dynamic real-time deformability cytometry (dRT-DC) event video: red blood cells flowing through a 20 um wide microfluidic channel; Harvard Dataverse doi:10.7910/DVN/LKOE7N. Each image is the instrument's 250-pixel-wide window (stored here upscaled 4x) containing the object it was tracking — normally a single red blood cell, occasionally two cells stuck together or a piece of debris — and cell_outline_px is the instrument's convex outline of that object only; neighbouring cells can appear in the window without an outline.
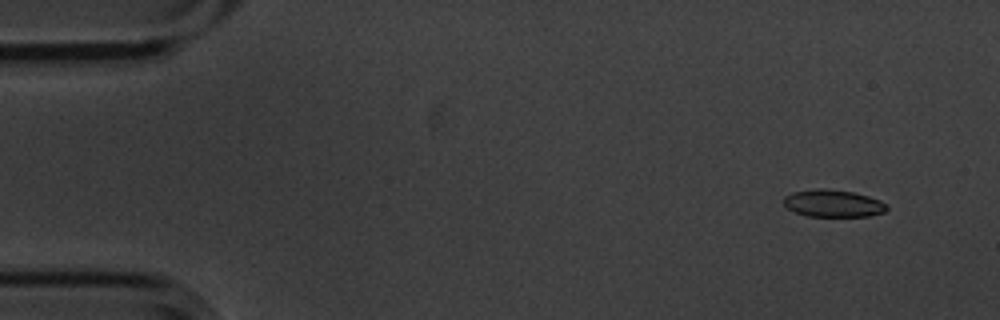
{"species": "common noctule bat (a hibernating species)", "species_latin": "Nyctalus noctula", "temperature_condition": "cold", "stored_images_in_passage": 10, "camera_frame_rate_fps": 3000, "um_per_image_px": 0.085, "animal": {"sex": "male", "body_mass_g": 20.1, "forearm_length_mm": 53.5}, "frame": {"image": 1, "passage_image": 1, "time_ms": 0.0, "image_size_px": [1000, 320], "cell_outline_px": [[888, 208], [884, 212], [868, 216], [808, 216], [796, 212], [788, 208], [784, 204], [784, 196], [792, 192], [820, 188], [824, 188], [852, 192], [868, 196], [880, 200]], "centroid_in_image_um": [70.8, 17.28], "position_along_channel_um": 14.2, "area_um2": 16.18}}
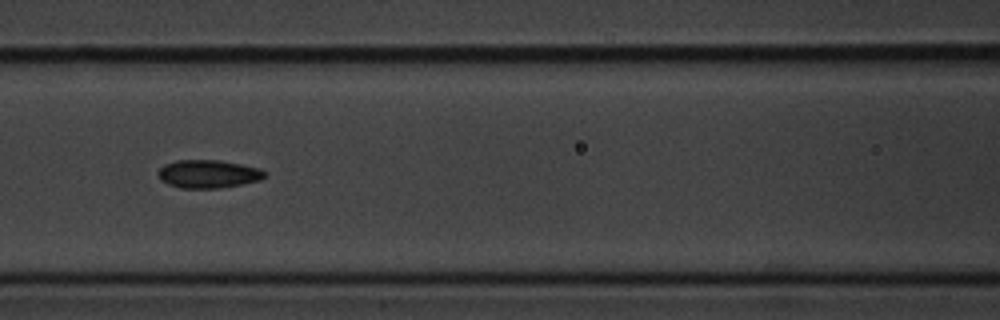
{"frame": {"image": 2, "passage_image": 6, "time_ms": 1.667, "image_size_px": [1000, 320], "cell_outline_px": [[264, 176], [260, 180], [220, 188], [180, 188], [168, 184], [160, 180], [156, 172], [164, 164], [176, 160], [220, 160], [260, 168], [264, 172]], "centroid_in_image_um": [17.64, 14.78], "position_along_channel_um": 149.0, "area_um2": 17.46}}
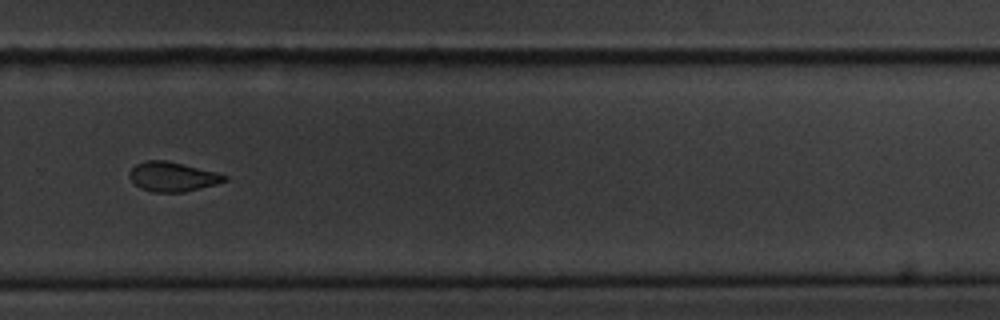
{"frame": {"image": 3, "passage_image": 10, "time_ms": 3.0, "image_size_px": [1000, 320], "cell_outline_px": [[228, 180], [216, 184], [184, 192], [152, 192], [140, 188], [128, 176], [128, 172], [136, 164], [144, 160], [164, 160], [220, 172], [228, 176]], "centroid_in_image_um": [14.68, 15.01], "position_along_channel_um": 315.1, "area_um2": 16.47}}